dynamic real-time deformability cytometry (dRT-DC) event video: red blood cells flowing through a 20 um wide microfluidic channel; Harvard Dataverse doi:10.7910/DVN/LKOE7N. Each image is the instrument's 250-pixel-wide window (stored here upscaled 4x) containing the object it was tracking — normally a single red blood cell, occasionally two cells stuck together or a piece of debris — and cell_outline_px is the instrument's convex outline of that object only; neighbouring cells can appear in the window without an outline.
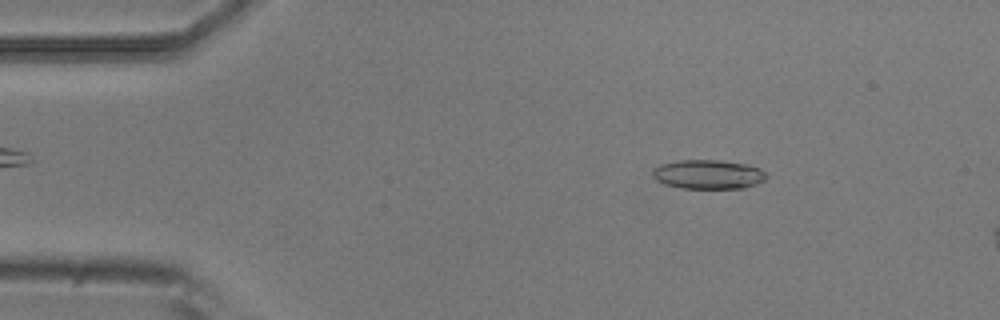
{"species": "common noctule bat (a hibernating species)", "species_latin": "Nyctalus noctula", "temperature_condition": "room temperature", "stored_images_in_passage": 5, "camera_frame_rate_fps": 3000, "um_per_image_px": 0.085, "animal": {"sex": "male", "body_mass_g": 20.5, "forearm_length_mm": 52.5}, "frame": {"image": 1, "passage_image": 3, "time_ms": 0.667, "image_size_px": [1000, 320], "cell_outline_px": [[768, 176], [764, 180], [756, 184], [744, 188], [680, 188], [664, 184], [656, 180], [652, 176], [652, 168], [660, 164], [680, 160], [716, 160], [748, 164], [760, 168]], "centroid_in_image_um": [60.17, 14.82], "position_along_channel_um": 24.8, "area_um2": 19.48}}